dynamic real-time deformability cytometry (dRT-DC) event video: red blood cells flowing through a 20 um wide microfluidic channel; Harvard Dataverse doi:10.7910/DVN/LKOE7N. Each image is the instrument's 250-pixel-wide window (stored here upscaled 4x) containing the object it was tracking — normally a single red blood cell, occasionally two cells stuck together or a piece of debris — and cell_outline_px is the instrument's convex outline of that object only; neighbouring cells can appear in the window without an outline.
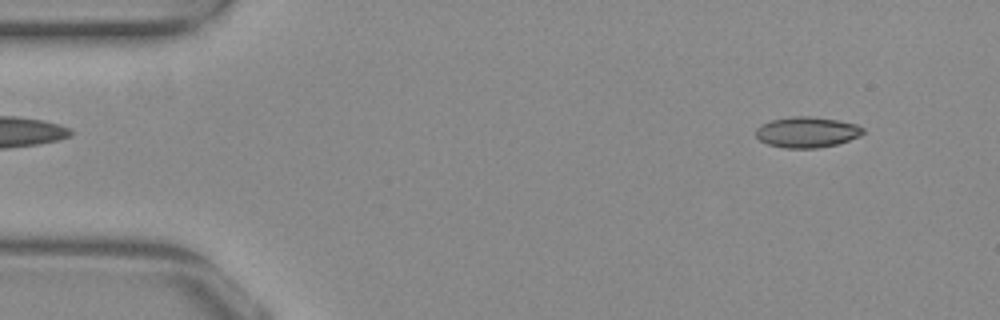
{"species": "common noctule bat (a hibernating species)", "species_latin": "Nyctalus noctula", "temperature_condition": "warm", "stored_images_in_passage": 52, "camera_frame_rate_fps": 3000, "um_per_image_px": 0.085, "animal": {"sex": "female", "body_mass_g": 29.2, "forearm_length_mm": 56.3}, "frame": {"image": 1, "passage_image": 4, "time_ms": 1.0, "image_size_px": [1000, 320], "cell_outline_px": [[864, 132], [860, 136], [836, 144], [816, 148], [784, 148], [768, 144], [760, 140], [756, 136], [756, 128], [760, 124], [772, 120], [792, 116], [808, 116], [836, 120], [856, 124], [864, 128]], "centroid_in_image_um": [68.57, 11.23], "position_along_channel_um": 16.4, "area_um2": 19.07}}
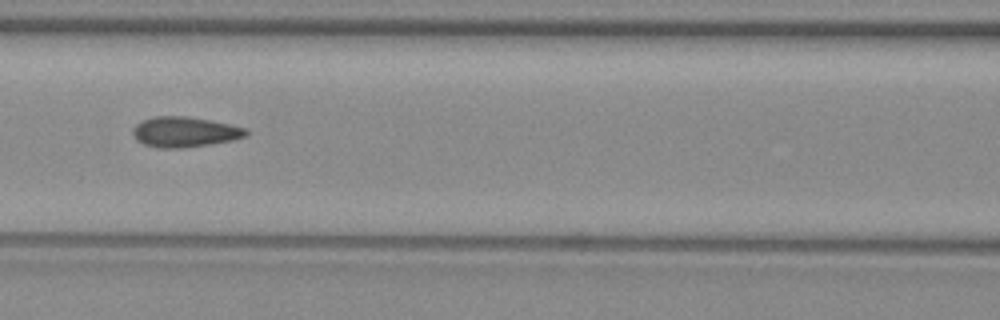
{"frame": {"image": 2, "passage_image": 22, "time_ms": 7.0, "image_size_px": [1000, 320], "cell_outline_px": [[248, 132], [244, 136], [232, 140], [208, 144], [180, 148], [160, 148], [144, 144], [136, 140], [132, 132], [132, 128], [136, 124], [144, 120], [156, 116], [184, 116], [208, 120], [248, 128]], "centroid_in_image_um": [15.67, 11.21], "position_along_channel_um": 150.9, "area_um2": 19.71}}
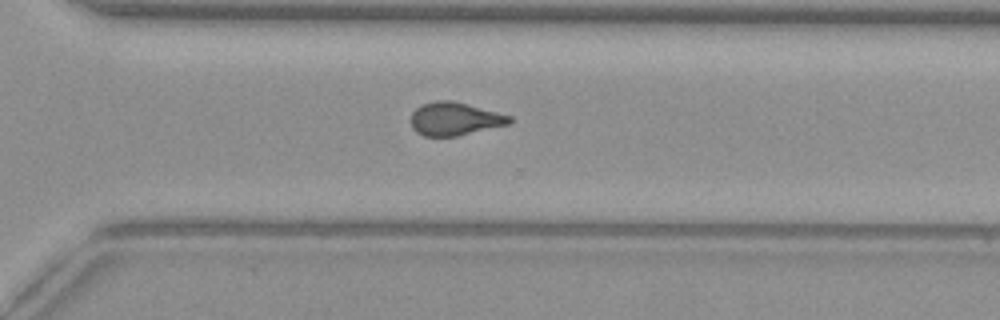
{"frame": {"image": 3, "passage_image": 36, "time_ms": 11.667, "image_size_px": [1000, 320], "cell_outline_px": [[512, 120], [508, 124], [456, 136], [424, 136], [416, 132], [412, 128], [408, 120], [412, 112], [420, 104], [436, 100], [452, 100], [468, 104], [512, 116]], "centroid_in_image_um": [38.58, 10.09], "position_along_channel_um": 332.0, "area_um2": 19.19}, "authors_computed_cell_mechanics": {"area_um2": 19.1896, "velocity_mm_per_s": 3.8879, "shape_relaxation_time_tau1_ms": null, "shape_relaxation_time_tau2_ms": 1.2744, "deformation_change_tau1": null, "deformation_change_tau2": 0.0808}}